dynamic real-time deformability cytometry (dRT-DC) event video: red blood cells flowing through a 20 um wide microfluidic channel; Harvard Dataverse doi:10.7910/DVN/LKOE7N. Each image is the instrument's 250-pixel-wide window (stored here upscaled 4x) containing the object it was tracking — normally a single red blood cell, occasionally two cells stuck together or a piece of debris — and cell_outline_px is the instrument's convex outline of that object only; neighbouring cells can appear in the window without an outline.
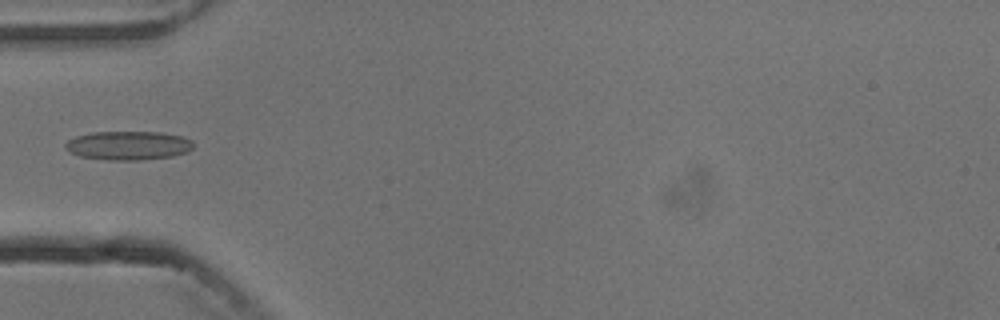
{"species": "common noctule bat (a hibernating species)", "species_latin": "Nyctalus noctula", "temperature_condition": "cold", "stored_images_in_passage": 7, "camera_frame_rate_fps": 3000, "um_per_image_px": 0.085, "animal": {"sex": "male", "body_mass_g": 13.3}, "frame": {"image": 1, "passage_image": 6, "time_ms": 5.667, "image_size_px": [1000, 320], "cell_outline_px": [[192, 148], [188, 152], [172, 156], [140, 160], [108, 160], [80, 156], [68, 152], [64, 148], [64, 144], [68, 140], [76, 136], [92, 132], [160, 132], [184, 136], [192, 140]], "centroid_in_image_um": [10.89, 12.36], "position_along_channel_um": 74.1, "area_um2": 21.68}}
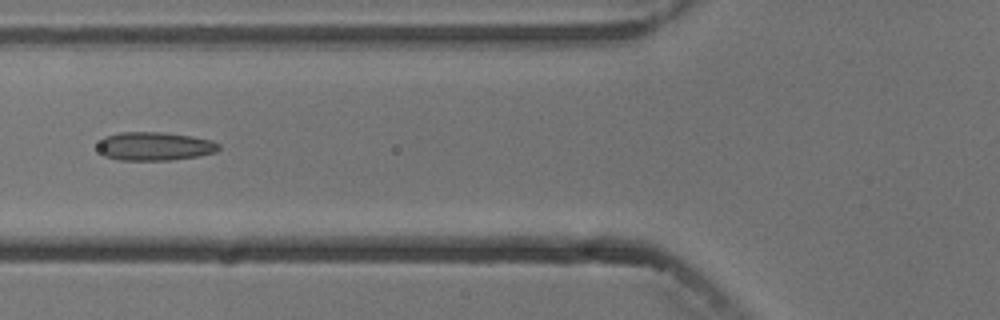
{"frame": {"image": 2, "passage_image": 7, "time_ms": 6.667, "image_size_px": [1000, 320], "cell_outline_px": [[220, 148], [216, 152], [196, 156], [172, 160], [120, 160], [104, 156], [100, 152], [100, 140], [104, 136], [120, 132], [160, 132], [192, 136], [212, 140], [220, 144]], "centroid_in_image_um": [13.16, 12.43], "position_along_channel_um": 112.6, "area_um2": 20.06}}